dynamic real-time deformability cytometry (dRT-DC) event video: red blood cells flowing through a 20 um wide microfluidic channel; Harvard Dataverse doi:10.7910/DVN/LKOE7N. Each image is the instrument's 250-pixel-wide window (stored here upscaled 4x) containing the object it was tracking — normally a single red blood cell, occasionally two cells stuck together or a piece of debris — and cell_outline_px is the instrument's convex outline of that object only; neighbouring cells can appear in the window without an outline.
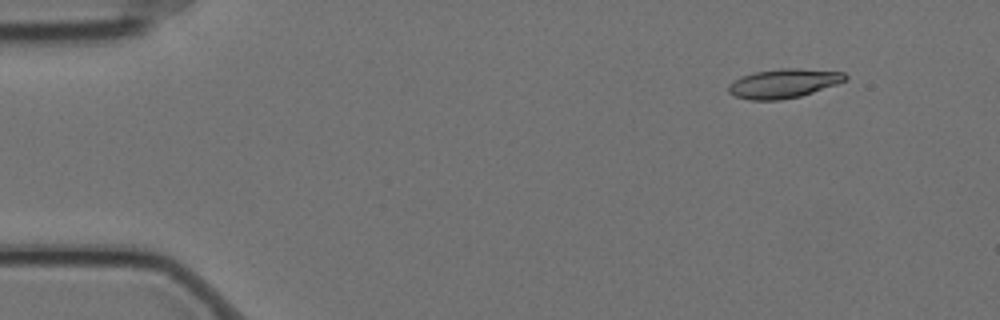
{"species": "Egyptian fruit bat (a non-hibernating species)", "species_latin": "Rousettus aegyptiacus", "temperature_condition": "cold", "stored_images_in_passage": 5, "camera_frame_rate_fps": 3000, "um_per_image_px": 0.085, "animal": {"sex": "female"}, "frame": {"image": 1, "passage_image": 2, "time_ms": 0.333, "image_size_px": [1000, 320], "cell_outline_px": [[848, 80], [800, 96], [780, 100], [748, 100], [736, 96], [728, 92], [728, 84], [740, 76], [756, 72], [784, 68], [796, 68], [844, 72], [848, 76]], "centroid_in_image_um": [66.6, 7.09], "position_along_channel_um": 18.4, "area_um2": 19.77}}
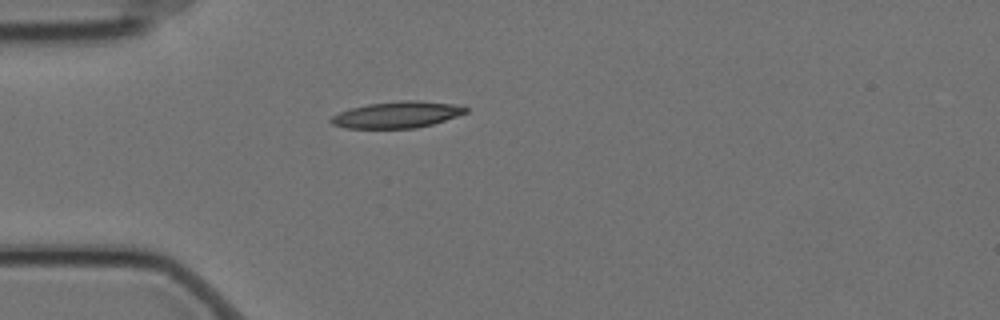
{"frame": {"image": 2, "passage_image": 5, "time_ms": 1.333, "image_size_px": [1000, 320], "cell_outline_px": [[468, 112], [432, 124], [416, 128], [344, 128], [332, 124], [328, 120], [332, 116], [340, 112], [352, 108], [368, 104], [400, 100], [416, 100], [456, 104], [468, 108]], "centroid_in_image_um": [33.74, 9.75], "position_along_channel_um": 51.3, "area_um2": 20.69}}